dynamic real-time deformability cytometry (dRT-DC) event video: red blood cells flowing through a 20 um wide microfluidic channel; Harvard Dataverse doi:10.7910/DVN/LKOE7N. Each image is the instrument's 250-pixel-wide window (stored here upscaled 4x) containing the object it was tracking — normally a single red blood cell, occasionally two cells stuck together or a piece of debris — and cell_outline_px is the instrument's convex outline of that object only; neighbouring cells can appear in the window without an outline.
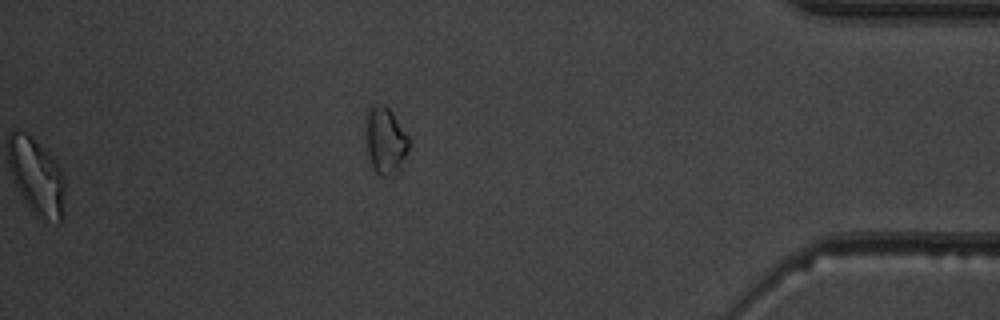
{"species": "common noctule bat (a hibernating species)", "species_latin": "Nyctalus noctula", "temperature_condition": "warm", "stored_images_in_passage": 52, "segment_of_instrument_passage": [2, 2], "camera_frame_rate_fps": 3000, "um_per_image_px": 0.085, "animal": {"sex": "male", "body_mass_g": 19.5, "forearm_length_mm": 54.6}, "frame": {"image": 1, "passage_image": 52, "time_ms": 17.0, "image_size_px": [1000, 320], "cell_outline_px": [[408, 148], [400, 172], [396, 176], [380, 176], [372, 168], [364, 148], [364, 120], [368, 108], [372, 104], [384, 104], [392, 112], [408, 136]], "centroid_in_image_um": [32.68, 11.97], "position_along_channel_um": 402.5, "area_um2": 17.74}}